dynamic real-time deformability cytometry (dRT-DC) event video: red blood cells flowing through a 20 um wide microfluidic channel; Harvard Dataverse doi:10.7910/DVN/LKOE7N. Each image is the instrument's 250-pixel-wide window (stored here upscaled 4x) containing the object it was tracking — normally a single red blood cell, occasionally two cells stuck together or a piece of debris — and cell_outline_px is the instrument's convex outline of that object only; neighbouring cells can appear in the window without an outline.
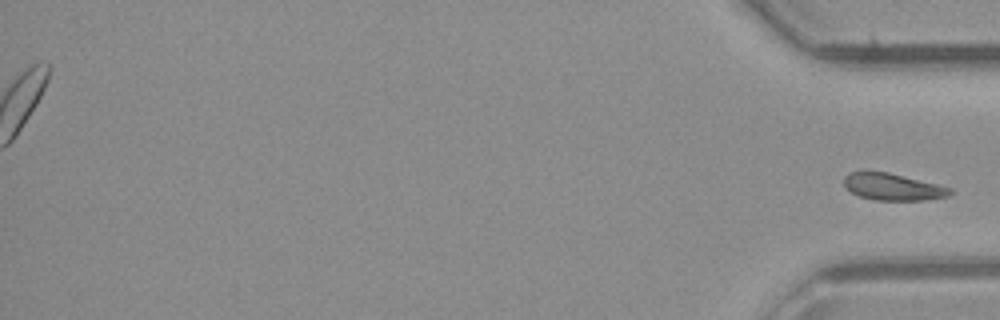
{"species": "common noctule bat (a hibernating species)", "species_latin": "Nyctalus noctula", "temperature_condition": "room temperature", "stored_images_in_passage": 37, "segment_of_instrument_passage": [2, 2], "camera_frame_rate_fps": 3000, "um_per_image_px": 0.085, "animal": {"sex": "male", "body_mass_g": 23.1, "forearm_length_mm": 52.7}, "frame": {"image": 1, "passage_image": 37, "time_ms": 12.0, "image_size_px": [1000, 320], "cell_outline_px": [[952, 192], [948, 196], [924, 200], [876, 200], [860, 196], [852, 192], [844, 184], [844, 176], [848, 172], [864, 168], [888, 172], [952, 188]], "centroid_in_image_um": [75.81, 15.84], "position_along_channel_um": 359.4, "area_um2": 16.88}}